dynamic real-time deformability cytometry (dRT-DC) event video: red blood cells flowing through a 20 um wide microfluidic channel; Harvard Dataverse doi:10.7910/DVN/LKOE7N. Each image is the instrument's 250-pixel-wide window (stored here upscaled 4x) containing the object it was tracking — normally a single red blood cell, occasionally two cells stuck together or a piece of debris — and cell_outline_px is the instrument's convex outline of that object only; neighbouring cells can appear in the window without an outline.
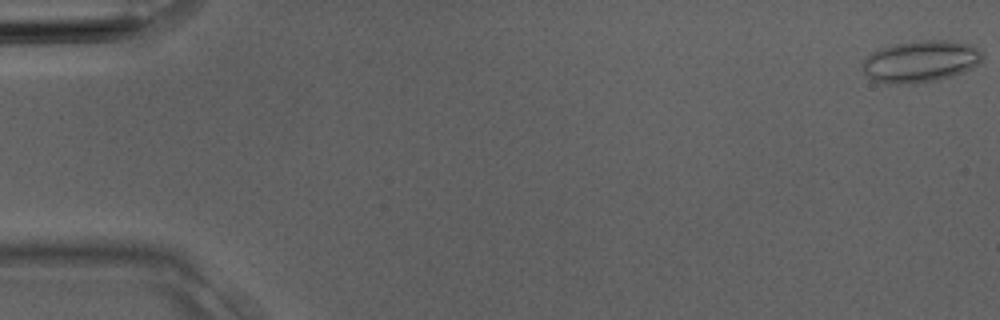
{"species": "Egyptian fruit bat (a non-hibernating species)", "species_latin": "Rousettus aegyptiacus", "temperature_condition": "room temperature", "stored_images_in_passage": 4, "camera_frame_rate_fps": 3000, "um_per_image_px": 0.085, "animal": {"sex": "male"}, "frame": {"image": 1, "passage_image": 1, "time_ms": 0.0, "image_size_px": [1000, 320], "cell_outline_px": [[984, 56], [980, 64], [964, 72], [952, 76], [936, 80], [916, 84], [884, 84], [872, 80], [864, 72], [864, 60], [872, 52], [880, 48], [892, 44], [920, 40], [956, 40], [972, 44]], "centroid_in_image_um": [78.28, 5.22], "position_along_channel_um": 6.7, "area_um2": 29.59}}